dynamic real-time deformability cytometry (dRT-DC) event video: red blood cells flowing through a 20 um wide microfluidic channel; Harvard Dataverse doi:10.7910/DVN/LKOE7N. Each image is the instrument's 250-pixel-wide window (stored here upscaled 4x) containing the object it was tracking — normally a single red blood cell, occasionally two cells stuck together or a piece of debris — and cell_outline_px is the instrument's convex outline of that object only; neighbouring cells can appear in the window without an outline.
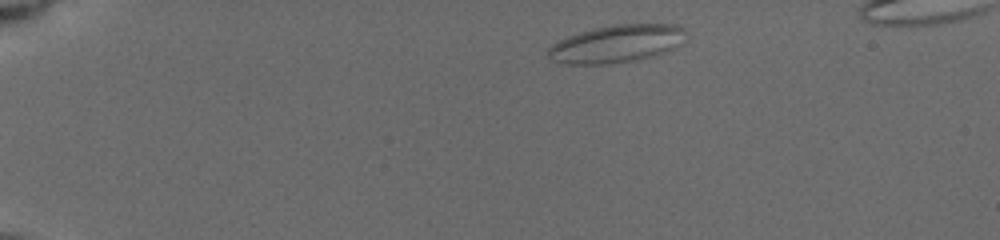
{"species": "common noctule bat (a hibernating species)", "species_latin": "Nyctalus noctula", "temperature_condition": "cold", "stored_images_in_passage": 50, "camera_frame_rate_fps": 3000, "um_per_image_px": 0.085, "animal": {"sex": "female", "body_mass_g": 19.5, "forearm_length_mm": 54.1}, "frame": {"image": 1, "passage_image": 1, "time_ms": 0.0, "image_size_px": [1000, 240], "cell_outline_px": [[684, 32], [680, 44], [676, 48], [652, 56], [612, 64], [568, 64], [552, 60], [548, 56], [548, 48], [556, 40], [592, 28], [616, 24], [676, 24], [684, 28]], "centroid_in_image_um": [52.37, 3.71], "position_along_channel_um": 32.6, "area_um2": 30.17}}
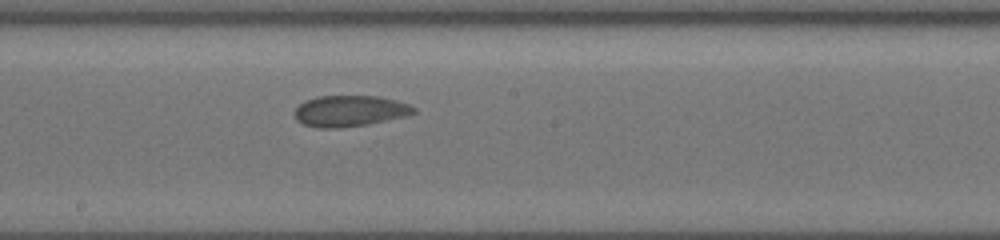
{"frame": {"image": 2, "passage_image": 25, "time_ms": 7.0, "image_size_px": [1000, 240], "cell_outline_px": [[416, 112], [408, 116], [368, 124], [336, 128], [320, 128], [304, 124], [296, 120], [292, 112], [304, 100], [316, 96], [380, 96], [396, 100], [408, 104], [416, 108]], "centroid_in_image_um": [29.72, 9.43], "position_along_channel_um": 218.5, "area_um2": 21.79}}
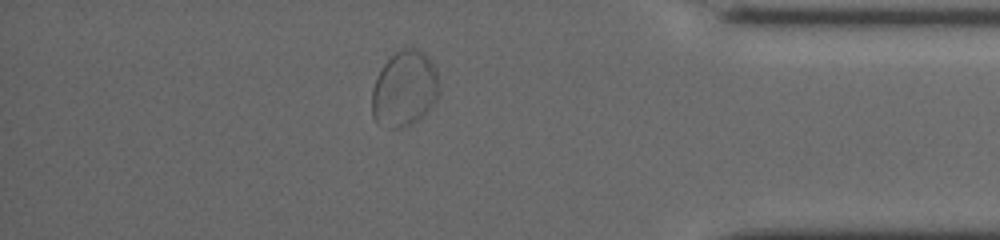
{"frame": {"image": 3, "passage_image": 43, "time_ms": 12.333, "image_size_px": [1000, 240], "cell_outline_px": [[436, 100], [412, 124], [400, 128], [388, 128], [376, 124], [372, 116], [372, 88], [376, 76], [380, 68], [396, 52], [404, 48], [412, 48], [424, 52], [428, 56], [436, 68]], "centroid_in_image_um": [34.31, 7.55], "position_along_channel_um": 400.9, "area_um2": 29.3}, "authors_computed_cell_mechanics": {"area_um2": 21.9929, "velocity_mm_per_s": 3.8455, "shape_relaxation_time_tau1_ms": null, "shape_relaxation_time_tau2_ms": 1.0034, "deformation_change_tau1": null, "deformation_change_tau2": 0.0503}}